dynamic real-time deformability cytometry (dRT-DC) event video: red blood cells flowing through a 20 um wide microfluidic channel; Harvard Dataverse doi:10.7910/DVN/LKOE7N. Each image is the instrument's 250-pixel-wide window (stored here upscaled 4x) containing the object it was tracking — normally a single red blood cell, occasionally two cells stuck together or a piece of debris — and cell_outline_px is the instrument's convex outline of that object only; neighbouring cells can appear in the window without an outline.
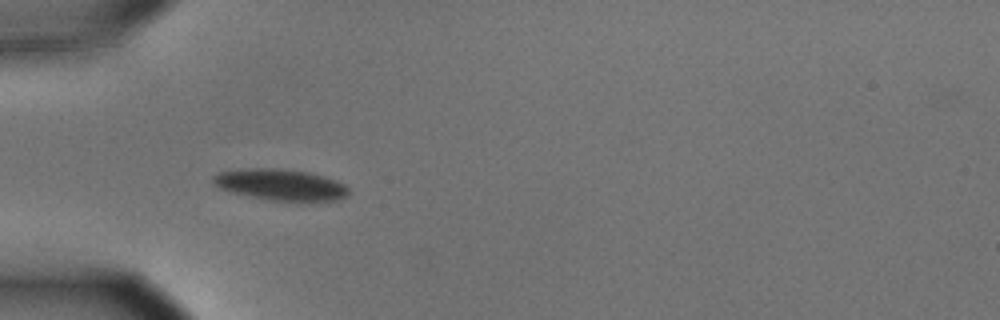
{"species": "common noctule bat (a hibernating species)", "species_latin": "Nyctalus noctula", "temperature_condition": "cold", "stored_images_in_passage": 34, "camera_frame_rate_fps": 3000, "um_per_image_px": 0.085, "animal": {"sex": "male", "body_mass_g": 15.6}, "frame": {"image": 1, "passage_image": 1, "time_ms": 0.0, "image_size_px": [1000, 320], "cell_outline_px": [[348, 196], [336, 200], [272, 200], [228, 192], [212, 184], [212, 176], [220, 172], [244, 168], [276, 168], [308, 172], [324, 176], [336, 180], [344, 184], [348, 188]], "centroid_in_image_um": [23.8, 15.68], "position_along_channel_um": 61.2, "area_um2": 24.57}}
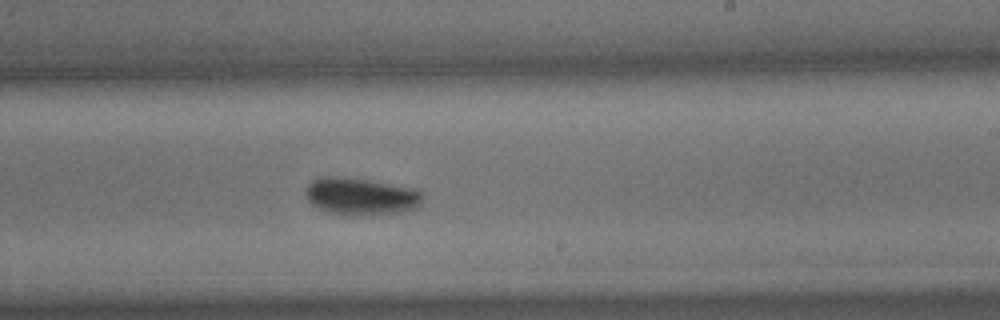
{"frame": {"image": 2, "passage_image": 18, "time_ms": 5.667, "image_size_px": [1000, 320], "cell_outline_px": [[424, 196], [420, 204], [416, 208], [400, 212], [372, 216], [348, 216], [328, 212], [312, 204], [308, 200], [304, 192], [308, 184], [312, 180], [328, 176], [332, 176], [368, 180], [416, 188], [424, 192]], "centroid_in_image_um": [30.71, 16.71], "position_along_channel_um": 258.3, "area_um2": 25.78}}
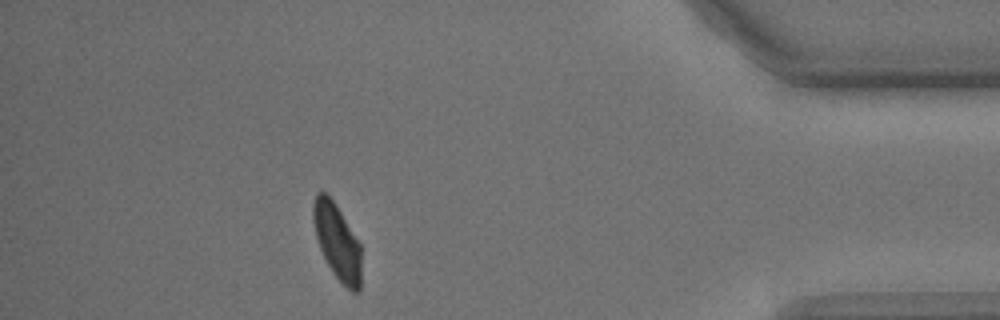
{"frame": {"image": 3, "passage_image": 34, "time_ms": 11.0, "image_size_px": [1000, 320], "cell_outline_px": [[360, 292], [352, 292], [332, 272], [320, 248], [316, 236], [312, 220], [312, 204], [316, 192], [324, 192], [332, 200], [340, 212], [360, 244]], "centroid_in_image_um": [28.63, 20.53], "position_along_channel_um": 406.6, "area_um2": 20.75}, "authors_computed_cell_mechanics": {"area_um2": 24.3049, "velocity_mm_per_s": 3.5532, "shape_relaxation_time_tau1_ms": 2.4639, "shape_relaxation_time_tau2_ms": null, "deformation_change_tau1": 0.1024, "deformation_change_tau2": null}}